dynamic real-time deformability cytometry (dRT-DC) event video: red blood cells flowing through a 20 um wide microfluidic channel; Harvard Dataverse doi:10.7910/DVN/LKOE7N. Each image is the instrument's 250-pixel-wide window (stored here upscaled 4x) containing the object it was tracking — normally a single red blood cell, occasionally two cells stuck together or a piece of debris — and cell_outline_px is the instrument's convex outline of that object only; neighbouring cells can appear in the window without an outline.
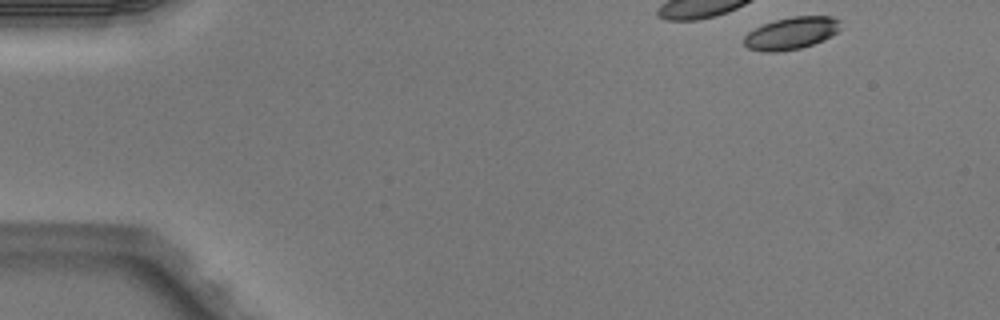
{"species": "Egyptian fruit bat (a non-hibernating species)", "species_latin": "Rousettus aegyptiacus", "temperature_condition": "warm", "stored_images_in_passage": 5, "camera_frame_rate_fps": 3000, "um_per_image_px": 0.085, "animal": {"sex": "male"}, "frame": {"image": 1, "passage_image": 1, "time_ms": 0.0, "image_size_px": [1000, 320], "cell_outline_px": [[840, 28], [832, 36], [824, 40], [800, 48], [776, 52], [764, 52], [748, 48], [744, 44], [744, 36], [748, 32], [764, 24], [776, 20], [792, 16], [832, 16], [840, 20]], "centroid_in_image_um": [67.27, 2.82], "position_along_channel_um": 17.7, "area_um2": 18.09}}
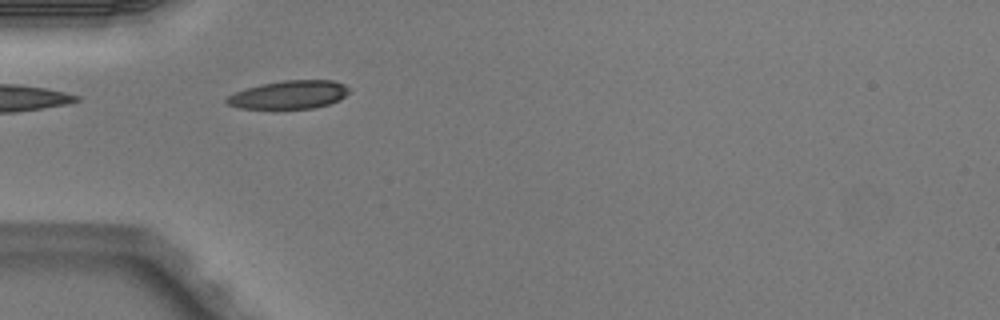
{"frame": {"image": 2, "passage_image": 4, "time_ms": 1.0, "image_size_px": [1000, 320], "cell_outline_px": [[348, 92], [340, 100], [316, 108], [240, 108], [228, 104], [224, 100], [228, 96], [244, 88], [284, 80], [332, 80], [344, 84], [348, 88]], "centroid_in_image_um": [24.58, 8.05], "position_along_channel_um": 60.4, "area_um2": 19.94}}